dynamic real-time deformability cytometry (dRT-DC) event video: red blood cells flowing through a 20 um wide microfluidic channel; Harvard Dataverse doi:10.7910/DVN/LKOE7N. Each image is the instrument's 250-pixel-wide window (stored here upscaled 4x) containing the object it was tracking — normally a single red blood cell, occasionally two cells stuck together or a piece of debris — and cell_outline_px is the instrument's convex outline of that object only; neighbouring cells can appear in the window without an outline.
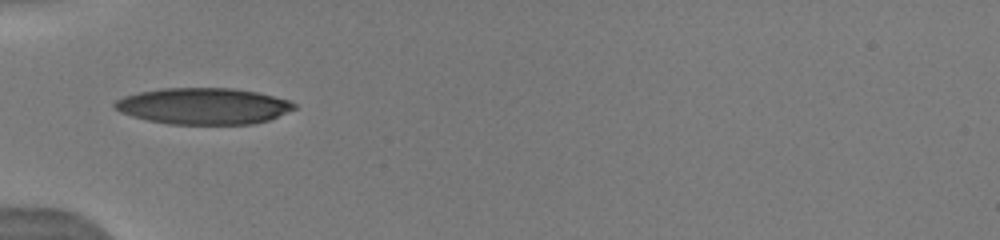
{"species": "human", "species_latin": "Homo sapiens", "temperature_condition": "warm", "stored_images_in_passage": 50, "camera_frame_rate_fps": 3000, "um_per_image_px": 0.085, "donor": {"sex": "male"}, "frame": {"image": 1, "passage_image": 1, "time_ms": 0.0, "image_size_px": [1000, 240], "cell_outline_px": [[296, 108], [268, 120], [252, 124], [168, 124], [148, 120], [132, 116], [120, 112], [112, 104], [116, 100], [124, 96], [140, 92], [160, 88], [232, 88], [256, 92], [288, 100], [296, 104]], "centroid_in_image_um": [17.27, 9.02], "position_along_channel_um": 67.7, "area_um2": 37.86}}
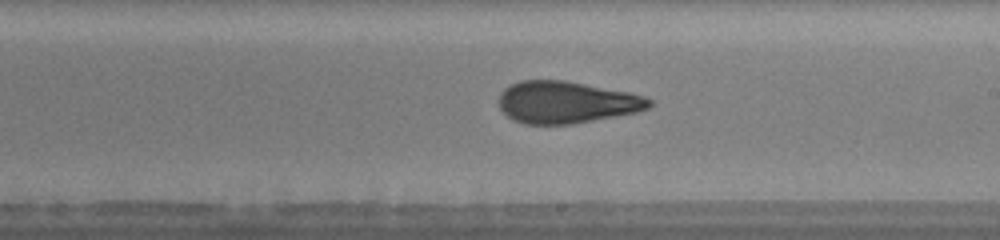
{"frame": {"image": 2, "passage_image": 24, "time_ms": 4.333, "image_size_px": [1000, 240], "cell_outline_px": [[652, 104], [648, 108], [636, 112], [616, 116], [572, 124], [524, 124], [508, 116], [500, 108], [500, 92], [504, 88], [520, 80], [564, 80], [628, 92], [644, 96], [652, 100]], "centroid_in_image_um": [48.14, 8.69], "position_along_channel_um": 240.9, "area_um2": 36.53}, "authors_computed_cell_mechanics": {"area_um2": 36.8475, "velocity_mm_per_s": 4.0571, "shape_relaxation_time_tau1_ms": 6.177, "shape_relaxation_time_tau2_ms": 1.4499, "deformation_change_tau1": 0.2146, "deformation_change_tau2": 0.0906}}